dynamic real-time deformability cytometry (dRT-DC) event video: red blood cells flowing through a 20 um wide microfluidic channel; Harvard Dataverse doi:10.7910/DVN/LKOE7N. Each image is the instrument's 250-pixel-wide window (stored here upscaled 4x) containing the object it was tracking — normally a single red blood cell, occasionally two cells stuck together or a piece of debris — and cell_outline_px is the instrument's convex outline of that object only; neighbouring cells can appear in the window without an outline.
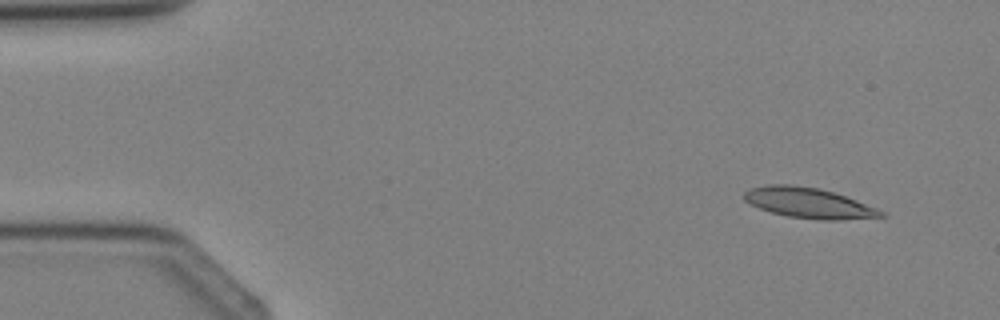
{"species": "Egyptian fruit bat (a non-hibernating species)", "species_latin": "Rousettus aegyptiacus", "temperature_condition": "cold", "stored_images_in_passage": 3, "camera_frame_rate_fps": 3000, "um_per_image_px": 0.085, "animal": {"sex": "female"}, "frame": {"image": 1, "passage_image": 1, "time_ms": 0.0, "image_size_px": [1000, 320], "cell_outline_px": [[888, 216], [840, 220], [820, 220], [788, 216], [772, 212], [760, 208], [744, 200], [744, 192], [752, 188], [768, 184], [788, 184], [816, 188], [832, 192], [856, 200], [876, 208], [884, 212]], "centroid_in_image_um": [68.75, 17.26], "position_along_channel_um": 16.3, "area_um2": 23.87}}
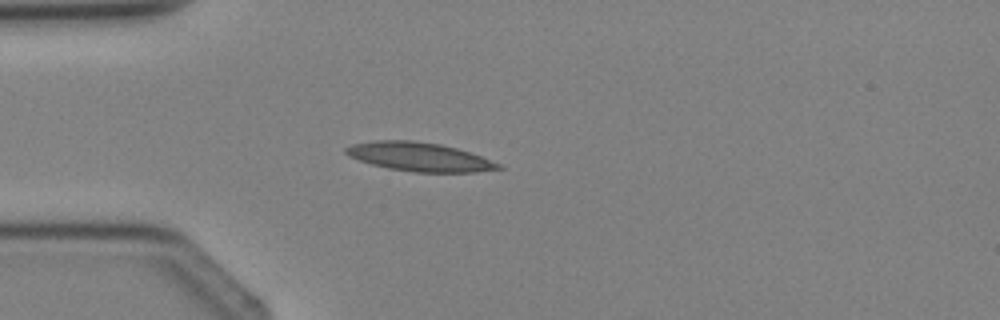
{"frame": {"image": 2, "passage_image": 3, "time_ms": 2.333, "image_size_px": [1000, 320], "cell_outline_px": [[504, 168], [476, 172], [416, 172], [388, 168], [372, 164], [348, 156], [344, 152], [344, 148], [352, 144], [376, 140], [412, 140], [440, 144], [456, 148], [480, 156], [500, 164]], "centroid_in_image_um": [35.61, 13.32], "position_along_channel_um": 49.4, "area_um2": 25.37}}